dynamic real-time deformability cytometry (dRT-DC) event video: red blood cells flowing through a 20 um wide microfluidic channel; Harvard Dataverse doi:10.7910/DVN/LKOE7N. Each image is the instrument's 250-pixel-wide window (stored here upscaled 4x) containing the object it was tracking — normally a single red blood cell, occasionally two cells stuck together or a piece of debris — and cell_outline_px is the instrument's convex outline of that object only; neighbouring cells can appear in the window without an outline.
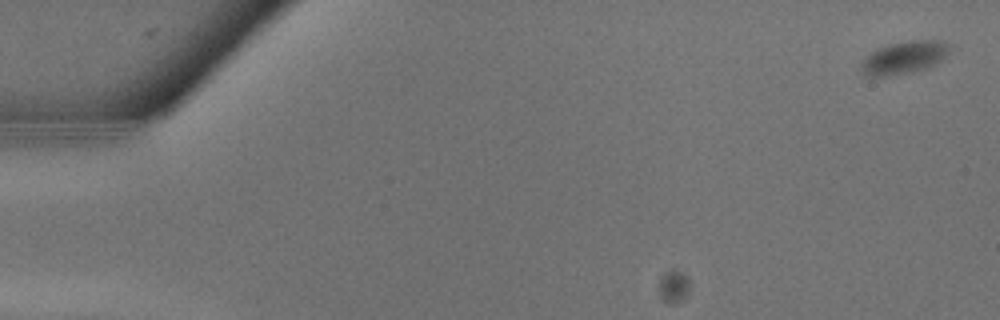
{"species": "common noctule bat (a hibernating species)", "species_latin": "Nyctalus noctula", "temperature_condition": "warm", "stored_images_in_passage": 31, "camera_frame_rate_fps": 3000, "um_per_image_px": 0.085, "animal": {"sex": "male", "body_mass_g": 13.3}, "frame": {"image": 1, "passage_image": 1, "time_ms": 0.0, "image_size_px": [1000, 320], "cell_outline_px": [[948, 48], [944, 56], [940, 60], [928, 68], [888, 76], [868, 76], [860, 72], [860, 64], [872, 52], [888, 44], [908, 40], [936, 40], [948, 44]], "centroid_in_image_um": [76.79, 4.89], "position_along_channel_um": 8.2, "area_um2": 16.42}}
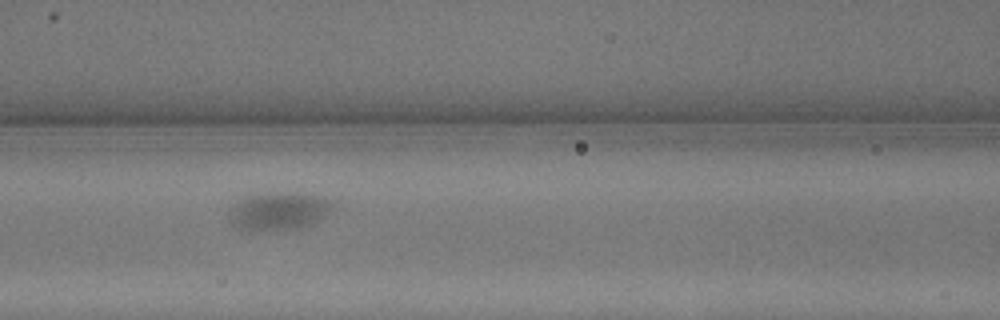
{"frame": {"image": 2, "passage_image": 14, "time_ms": 4.333, "image_size_px": [1000, 320], "cell_outline_px": [[336, 200], [332, 208], [320, 220], [312, 224], [296, 228], [236, 228], [232, 224], [228, 216], [228, 212], [240, 200], [248, 196], [272, 192], [296, 192], [324, 196]], "centroid_in_image_um": [23.78, 17.88], "position_along_channel_um": 142.8, "area_um2": 22.48}}
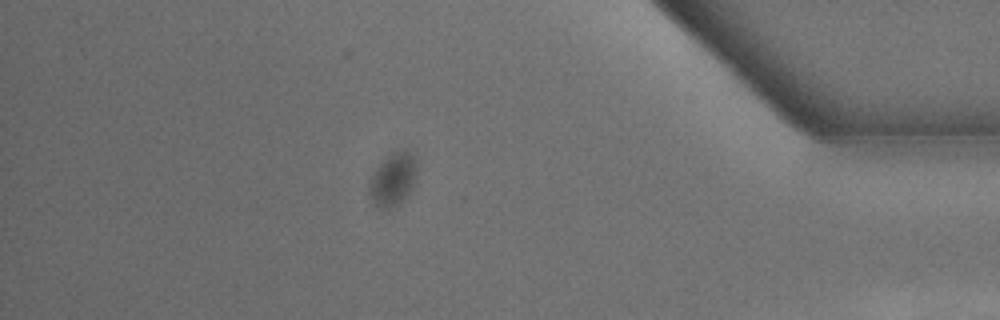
{"frame": {"image": 3, "passage_image": 27, "time_ms": 8.667, "image_size_px": [1000, 320], "cell_outline_px": [[416, 156], [412, 184], [408, 192], [404, 196], [392, 204], [372, 204], [368, 192], [368, 184], [376, 168], [392, 152], [412, 152]], "centroid_in_image_um": [33.34, 15.16], "position_along_channel_um": 401.9, "area_um2": 13.41}}